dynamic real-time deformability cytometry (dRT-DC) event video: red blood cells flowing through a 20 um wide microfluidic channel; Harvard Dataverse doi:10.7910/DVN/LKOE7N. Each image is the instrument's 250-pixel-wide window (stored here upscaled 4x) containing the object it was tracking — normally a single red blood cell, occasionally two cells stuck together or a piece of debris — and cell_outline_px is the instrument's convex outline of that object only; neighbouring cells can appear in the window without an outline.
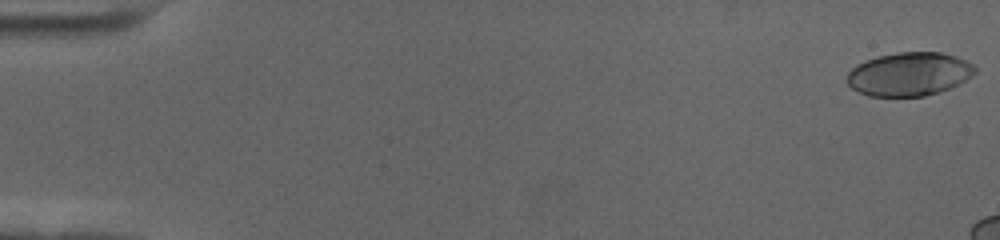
{"species": "human", "species_latin": "Homo sapiens", "temperature_condition": "cold", "stored_images_in_passage": 16, "camera_frame_rate_fps": 3000, "um_per_image_px": 0.085, "donor": {"sex": "female"}, "frame": {"image": 1, "passage_image": 1, "time_ms": 0.0, "image_size_px": [1000, 240], "cell_outline_px": [[976, 72], [972, 76], [940, 92], [924, 96], [868, 96], [856, 92], [848, 84], [848, 72], [856, 64], [880, 56], [896, 52], [940, 52], [956, 56], [972, 64], [976, 68]], "centroid_in_image_um": [77.26, 6.3], "position_along_channel_um": 7.7, "area_um2": 32.31}}